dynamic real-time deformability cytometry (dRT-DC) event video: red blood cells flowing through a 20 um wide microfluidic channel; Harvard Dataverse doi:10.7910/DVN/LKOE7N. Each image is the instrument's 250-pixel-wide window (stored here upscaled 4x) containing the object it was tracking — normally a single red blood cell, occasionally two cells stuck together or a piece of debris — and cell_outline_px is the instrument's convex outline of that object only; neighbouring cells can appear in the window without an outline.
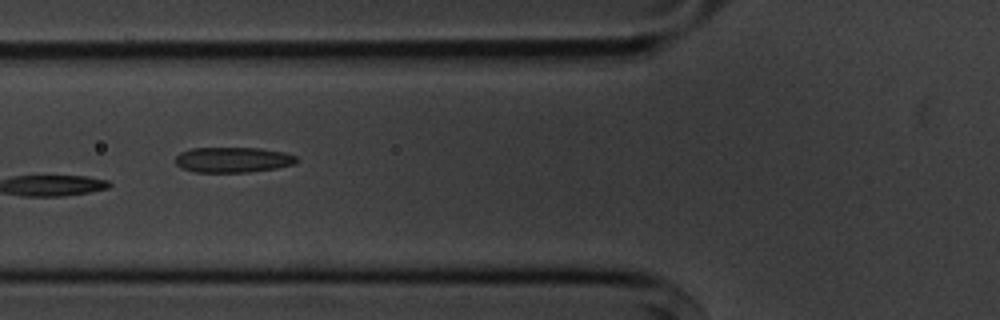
{"species": "common noctule bat (a hibernating species)", "species_latin": "Nyctalus noctula", "temperature_condition": "cold", "stored_images_in_passage": 7, "camera_frame_rate_fps": 3000, "um_per_image_px": 0.085, "animal": {"sex": "male", "body_mass_g": 20.1, "forearm_length_mm": 53.5}, "frame": {"image": 1, "passage_image": 6, "time_ms": 6.333, "image_size_px": [1000, 320], "cell_outline_px": [[296, 160], [292, 164], [276, 168], [248, 172], [196, 172], [180, 168], [176, 164], [176, 156], [180, 152], [192, 148], [260, 148], [284, 152], [296, 156]], "centroid_in_image_um": [19.75, 13.58], "position_along_channel_um": 106.0, "area_um2": 17.8}}
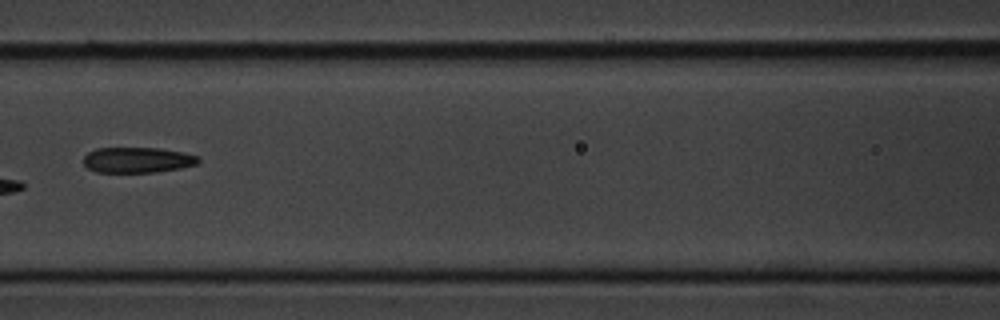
{"frame": {"image": 2, "passage_image": 7, "time_ms": 7.667, "image_size_px": [1000, 320], "cell_outline_px": [[200, 160], [196, 164], [180, 168], [152, 172], [96, 172], [88, 168], [84, 164], [84, 156], [88, 152], [96, 148], [160, 148], [184, 152], [200, 156]], "centroid_in_image_um": [11.69, 13.59], "position_along_channel_um": 154.9, "area_um2": 17.11}}